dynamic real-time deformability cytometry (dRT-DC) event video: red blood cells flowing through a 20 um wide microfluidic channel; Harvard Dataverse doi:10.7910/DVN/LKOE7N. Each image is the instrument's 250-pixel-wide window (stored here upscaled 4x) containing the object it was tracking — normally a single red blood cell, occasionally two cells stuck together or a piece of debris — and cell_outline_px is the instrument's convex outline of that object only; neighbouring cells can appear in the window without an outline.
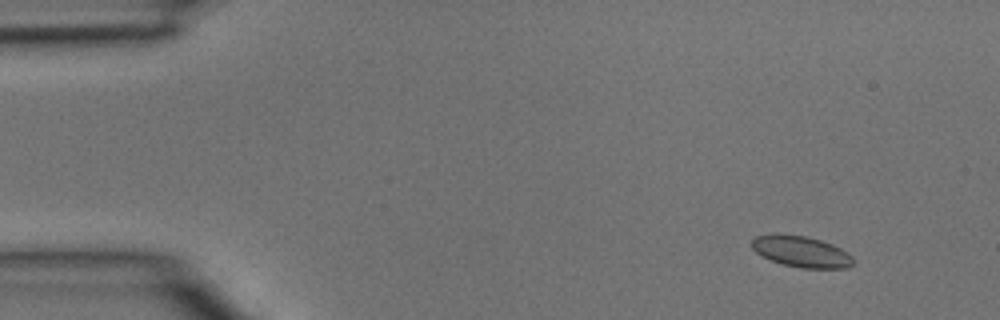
{"species": "common noctule bat (a hibernating species)", "species_latin": "Nyctalus noctula", "temperature_condition": "room temperature", "stored_images_in_passage": 5, "camera_frame_rate_fps": 3000, "um_per_image_px": 0.085, "animal": {"sex": "male", "body_mass_g": 15.6}, "frame": {"image": 1, "passage_image": 2, "time_ms": 0.333, "image_size_px": [1000, 320], "cell_outline_px": [[852, 264], [848, 268], [800, 268], [784, 264], [760, 256], [752, 248], [752, 240], [756, 236], [804, 236], [820, 240], [832, 244], [840, 248], [852, 256]], "centroid_in_image_um": [68.14, 21.42], "position_along_channel_um": 16.9, "area_um2": 17.74}}
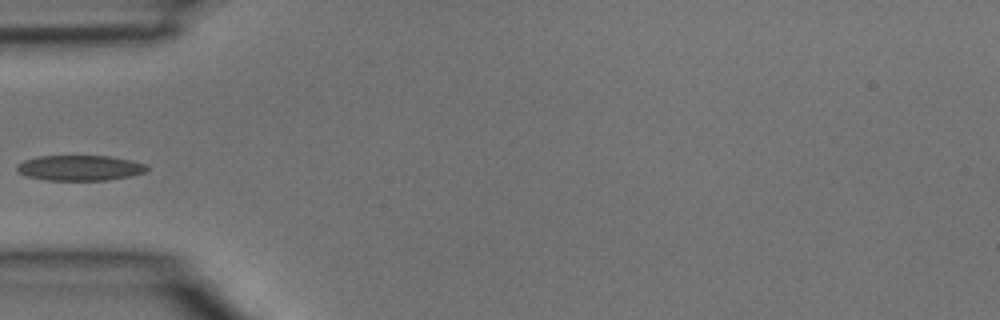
{"frame": {"image": 2, "passage_image": 5, "time_ms": 1.333, "image_size_px": [1000, 320], "cell_outline_px": [[148, 168], [144, 172], [128, 176], [108, 180], [48, 180], [24, 176], [16, 168], [16, 164], [24, 160], [36, 156], [112, 156], [132, 160], [148, 164]], "centroid_in_image_um": [6.78, 14.26], "position_along_channel_um": 78.2, "area_um2": 19.31}}